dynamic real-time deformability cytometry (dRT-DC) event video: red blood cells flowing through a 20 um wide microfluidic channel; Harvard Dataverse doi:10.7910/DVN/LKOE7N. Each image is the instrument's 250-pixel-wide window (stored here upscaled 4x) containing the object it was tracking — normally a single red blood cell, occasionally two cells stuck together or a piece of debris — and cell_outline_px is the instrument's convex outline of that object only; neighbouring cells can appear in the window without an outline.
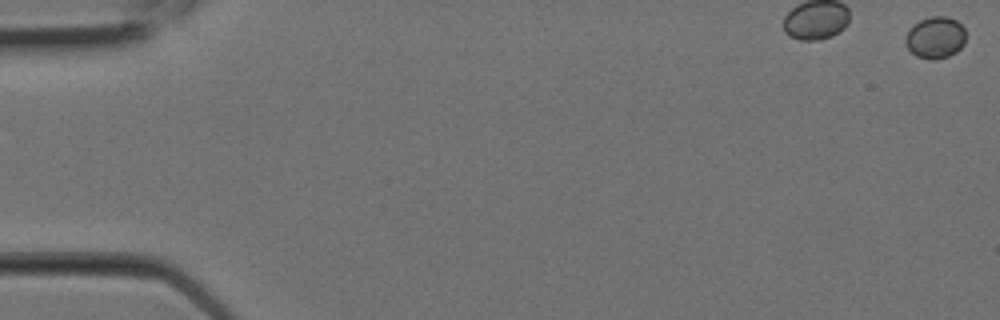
{"species": "Egyptian fruit bat (a non-hibernating species)", "species_latin": "Rousettus aegyptiacus", "temperature_condition": "room temperature", "stored_images_in_passage": 8, "camera_frame_rate_fps": 3000, "um_per_image_px": 0.085, "animal": {"sex": "female"}, "frame": {"image": 1, "passage_image": 1, "time_ms": 0.0, "image_size_px": [1000, 320], "cell_outline_px": [[964, 44], [956, 52], [948, 56], [936, 60], [932, 60], [916, 56], [904, 44], [904, 40], [908, 32], [920, 20], [932, 16], [948, 16], [956, 20], [964, 28]], "centroid_in_image_um": [79.51, 3.2], "position_along_channel_um": 5.5, "area_um2": 14.57}}
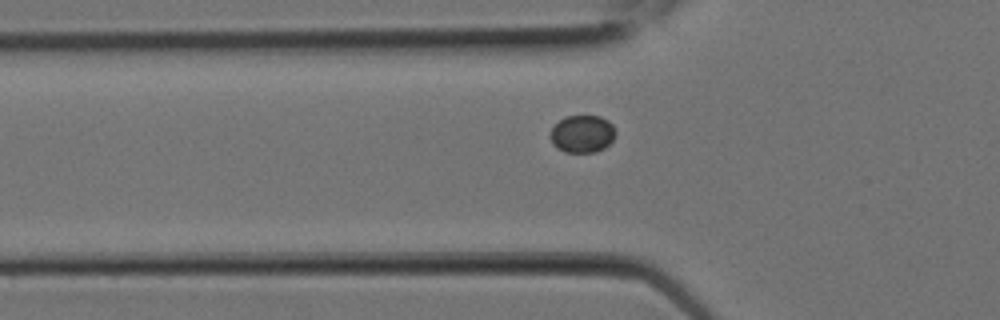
{"frame": {"image": 2, "passage_image": 8, "time_ms": 2.333, "image_size_px": [1000, 320], "cell_outline_px": [[616, 136], [604, 148], [596, 152], [564, 152], [556, 148], [552, 144], [548, 136], [552, 128], [564, 116], [600, 116], [608, 120], [612, 124], [616, 132]], "centroid_in_image_um": [49.47, 11.39], "position_along_channel_um": 76.3, "area_um2": 14.45}}